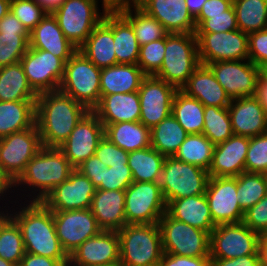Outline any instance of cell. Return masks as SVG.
I'll list each match as a JSON object with an SVG mask.
<instances>
[{
  "label": "cell",
  "mask_w": 267,
  "mask_h": 266,
  "mask_svg": "<svg viewBox=\"0 0 267 266\" xmlns=\"http://www.w3.org/2000/svg\"><path fill=\"white\" fill-rule=\"evenodd\" d=\"M25 253L21 230L9 216L0 227V257L19 266Z\"/></svg>",
  "instance_id": "cell-44"
},
{
  "label": "cell",
  "mask_w": 267,
  "mask_h": 266,
  "mask_svg": "<svg viewBox=\"0 0 267 266\" xmlns=\"http://www.w3.org/2000/svg\"><path fill=\"white\" fill-rule=\"evenodd\" d=\"M90 210L98 226L105 231H118L126 224L125 190L97 189Z\"/></svg>",
  "instance_id": "cell-26"
},
{
  "label": "cell",
  "mask_w": 267,
  "mask_h": 266,
  "mask_svg": "<svg viewBox=\"0 0 267 266\" xmlns=\"http://www.w3.org/2000/svg\"><path fill=\"white\" fill-rule=\"evenodd\" d=\"M78 50L99 68L117 64L113 38V13L105 14L103 20L93 29Z\"/></svg>",
  "instance_id": "cell-27"
},
{
  "label": "cell",
  "mask_w": 267,
  "mask_h": 266,
  "mask_svg": "<svg viewBox=\"0 0 267 266\" xmlns=\"http://www.w3.org/2000/svg\"><path fill=\"white\" fill-rule=\"evenodd\" d=\"M254 97L267 113V77H265L262 73L258 76Z\"/></svg>",
  "instance_id": "cell-61"
},
{
  "label": "cell",
  "mask_w": 267,
  "mask_h": 266,
  "mask_svg": "<svg viewBox=\"0 0 267 266\" xmlns=\"http://www.w3.org/2000/svg\"><path fill=\"white\" fill-rule=\"evenodd\" d=\"M10 11L30 33L47 14L35 0H11Z\"/></svg>",
  "instance_id": "cell-49"
},
{
  "label": "cell",
  "mask_w": 267,
  "mask_h": 266,
  "mask_svg": "<svg viewBox=\"0 0 267 266\" xmlns=\"http://www.w3.org/2000/svg\"><path fill=\"white\" fill-rule=\"evenodd\" d=\"M93 112L104 127L120 122H138L141 113L138 91L105 95Z\"/></svg>",
  "instance_id": "cell-29"
},
{
  "label": "cell",
  "mask_w": 267,
  "mask_h": 266,
  "mask_svg": "<svg viewBox=\"0 0 267 266\" xmlns=\"http://www.w3.org/2000/svg\"><path fill=\"white\" fill-rule=\"evenodd\" d=\"M113 38L117 64H137L140 45L132 25L120 13H113Z\"/></svg>",
  "instance_id": "cell-38"
},
{
  "label": "cell",
  "mask_w": 267,
  "mask_h": 266,
  "mask_svg": "<svg viewBox=\"0 0 267 266\" xmlns=\"http://www.w3.org/2000/svg\"><path fill=\"white\" fill-rule=\"evenodd\" d=\"M163 253L210 257V233L172 218L167 212L159 220Z\"/></svg>",
  "instance_id": "cell-8"
},
{
  "label": "cell",
  "mask_w": 267,
  "mask_h": 266,
  "mask_svg": "<svg viewBox=\"0 0 267 266\" xmlns=\"http://www.w3.org/2000/svg\"><path fill=\"white\" fill-rule=\"evenodd\" d=\"M204 107L198 99L178 90L172 102V115L188 134H202Z\"/></svg>",
  "instance_id": "cell-37"
},
{
  "label": "cell",
  "mask_w": 267,
  "mask_h": 266,
  "mask_svg": "<svg viewBox=\"0 0 267 266\" xmlns=\"http://www.w3.org/2000/svg\"><path fill=\"white\" fill-rule=\"evenodd\" d=\"M211 266H262L259 250L255 254H248L230 259H211Z\"/></svg>",
  "instance_id": "cell-56"
},
{
  "label": "cell",
  "mask_w": 267,
  "mask_h": 266,
  "mask_svg": "<svg viewBox=\"0 0 267 266\" xmlns=\"http://www.w3.org/2000/svg\"><path fill=\"white\" fill-rule=\"evenodd\" d=\"M139 8L157 19L168 33H195V19L185 0H140Z\"/></svg>",
  "instance_id": "cell-22"
},
{
  "label": "cell",
  "mask_w": 267,
  "mask_h": 266,
  "mask_svg": "<svg viewBox=\"0 0 267 266\" xmlns=\"http://www.w3.org/2000/svg\"><path fill=\"white\" fill-rule=\"evenodd\" d=\"M201 64L248 59V34L237 29L228 32H195Z\"/></svg>",
  "instance_id": "cell-13"
},
{
  "label": "cell",
  "mask_w": 267,
  "mask_h": 266,
  "mask_svg": "<svg viewBox=\"0 0 267 266\" xmlns=\"http://www.w3.org/2000/svg\"><path fill=\"white\" fill-rule=\"evenodd\" d=\"M104 137V126L93 111H88L77 123L67 140L58 148L76 169L95 155L100 140Z\"/></svg>",
  "instance_id": "cell-19"
},
{
  "label": "cell",
  "mask_w": 267,
  "mask_h": 266,
  "mask_svg": "<svg viewBox=\"0 0 267 266\" xmlns=\"http://www.w3.org/2000/svg\"><path fill=\"white\" fill-rule=\"evenodd\" d=\"M95 155L102 163L107 165V167L113 165H128L129 153L116 146L105 136L100 140Z\"/></svg>",
  "instance_id": "cell-51"
},
{
  "label": "cell",
  "mask_w": 267,
  "mask_h": 266,
  "mask_svg": "<svg viewBox=\"0 0 267 266\" xmlns=\"http://www.w3.org/2000/svg\"><path fill=\"white\" fill-rule=\"evenodd\" d=\"M25 203L22 206L21 201L20 211L18 208L17 211L15 209L11 211L8 206L10 216L21 230L25 252L57 260H69L57 237L53 212L42 202L27 200Z\"/></svg>",
  "instance_id": "cell-2"
},
{
  "label": "cell",
  "mask_w": 267,
  "mask_h": 266,
  "mask_svg": "<svg viewBox=\"0 0 267 266\" xmlns=\"http://www.w3.org/2000/svg\"><path fill=\"white\" fill-rule=\"evenodd\" d=\"M215 145L202 134H189L174 157L208 171Z\"/></svg>",
  "instance_id": "cell-40"
},
{
  "label": "cell",
  "mask_w": 267,
  "mask_h": 266,
  "mask_svg": "<svg viewBox=\"0 0 267 266\" xmlns=\"http://www.w3.org/2000/svg\"><path fill=\"white\" fill-rule=\"evenodd\" d=\"M96 190L85 175L74 169L69 178L55 186L42 203L51 211L90 209Z\"/></svg>",
  "instance_id": "cell-20"
},
{
  "label": "cell",
  "mask_w": 267,
  "mask_h": 266,
  "mask_svg": "<svg viewBox=\"0 0 267 266\" xmlns=\"http://www.w3.org/2000/svg\"><path fill=\"white\" fill-rule=\"evenodd\" d=\"M245 171L267 175V133L249 138Z\"/></svg>",
  "instance_id": "cell-48"
},
{
  "label": "cell",
  "mask_w": 267,
  "mask_h": 266,
  "mask_svg": "<svg viewBox=\"0 0 267 266\" xmlns=\"http://www.w3.org/2000/svg\"><path fill=\"white\" fill-rule=\"evenodd\" d=\"M52 14L64 36L79 49L106 12L99 13L98 0H66Z\"/></svg>",
  "instance_id": "cell-9"
},
{
  "label": "cell",
  "mask_w": 267,
  "mask_h": 266,
  "mask_svg": "<svg viewBox=\"0 0 267 266\" xmlns=\"http://www.w3.org/2000/svg\"><path fill=\"white\" fill-rule=\"evenodd\" d=\"M261 73L267 77V63H265L262 67H261Z\"/></svg>",
  "instance_id": "cell-69"
},
{
  "label": "cell",
  "mask_w": 267,
  "mask_h": 266,
  "mask_svg": "<svg viewBox=\"0 0 267 266\" xmlns=\"http://www.w3.org/2000/svg\"><path fill=\"white\" fill-rule=\"evenodd\" d=\"M228 112L234 135L252 138L267 133V113L254 96L232 99Z\"/></svg>",
  "instance_id": "cell-24"
},
{
  "label": "cell",
  "mask_w": 267,
  "mask_h": 266,
  "mask_svg": "<svg viewBox=\"0 0 267 266\" xmlns=\"http://www.w3.org/2000/svg\"><path fill=\"white\" fill-rule=\"evenodd\" d=\"M166 156L151 146L129 153L128 166L133 182H160Z\"/></svg>",
  "instance_id": "cell-35"
},
{
  "label": "cell",
  "mask_w": 267,
  "mask_h": 266,
  "mask_svg": "<svg viewBox=\"0 0 267 266\" xmlns=\"http://www.w3.org/2000/svg\"><path fill=\"white\" fill-rule=\"evenodd\" d=\"M47 13H53L66 0H35Z\"/></svg>",
  "instance_id": "cell-64"
},
{
  "label": "cell",
  "mask_w": 267,
  "mask_h": 266,
  "mask_svg": "<svg viewBox=\"0 0 267 266\" xmlns=\"http://www.w3.org/2000/svg\"><path fill=\"white\" fill-rule=\"evenodd\" d=\"M0 266H16V265L0 257Z\"/></svg>",
  "instance_id": "cell-68"
},
{
  "label": "cell",
  "mask_w": 267,
  "mask_h": 266,
  "mask_svg": "<svg viewBox=\"0 0 267 266\" xmlns=\"http://www.w3.org/2000/svg\"><path fill=\"white\" fill-rule=\"evenodd\" d=\"M140 0H102V8L106 13H119L123 10L139 7Z\"/></svg>",
  "instance_id": "cell-58"
},
{
  "label": "cell",
  "mask_w": 267,
  "mask_h": 266,
  "mask_svg": "<svg viewBox=\"0 0 267 266\" xmlns=\"http://www.w3.org/2000/svg\"><path fill=\"white\" fill-rule=\"evenodd\" d=\"M196 32H228L238 29L233 6L224 11V14L198 15L195 18Z\"/></svg>",
  "instance_id": "cell-47"
},
{
  "label": "cell",
  "mask_w": 267,
  "mask_h": 266,
  "mask_svg": "<svg viewBox=\"0 0 267 266\" xmlns=\"http://www.w3.org/2000/svg\"><path fill=\"white\" fill-rule=\"evenodd\" d=\"M29 47V32H0V68L20 62Z\"/></svg>",
  "instance_id": "cell-45"
},
{
  "label": "cell",
  "mask_w": 267,
  "mask_h": 266,
  "mask_svg": "<svg viewBox=\"0 0 267 266\" xmlns=\"http://www.w3.org/2000/svg\"><path fill=\"white\" fill-rule=\"evenodd\" d=\"M11 0H0V20L10 11Z\"/></svg>",
  "instance_id": "cell-66"
},
{
  "label": "cell",
  "mask_w": 267,
  "mask_h": 266,
  "mask_svg": "<svg viewBox=\"0 0 267 266\" xmlns=\"http://www.w3.org/2000/svg\"><path fill=\"white\" fill-rule=\"evenodd\" d=\"M99 266H120V265H99Z\"/></svg>",
  "instance_id": "cell-71"
},
{
  "label": "cell",
  "mask_w": 267,
  "mask_h": 266,
  "mask_svg": "<svg viewBox=\"0 0 267 266\" xmlns=\"http://www.w3.org/2000/svg\"><path fill=\"white\" fill-rule=\"evenodd\" d=\"M29 46L51 52L65 63L78 50L59 27L56 17L47 13L41 22L29 33Z\"/></svg>",
  "instance_id": "cell-25"
},
{
  "label": "cell",
  "mask_w": 267,
  "mask_h": 266,
  "mask_svg": "<svg viewBox=\"0 0 267 266\" xmlns=\"http://www.w3.org/2000/svg\"><path fill=\"white\" fill-rule=\"evenodd\" d=\"M118 232L120 266H158L163 255L159 224H125Z\"/></svg>",
  "instance_id": "cell-4"
},
{
  "label": "cell",
  "mask_w": 267,
  "mask_h": 266,
  "mask_svg": "<svg viewBox=\"0 0 267 266\" xmlns=\"http://www.w3.org/2000/svg\"><path fill=\"white\" fill-rule=\"evenodd\" d=\"M187 96L198 99L204 106L228 107L230 97L218 83L207 65L200 64L181 88Z\"/></svg>",
  "instance_id": "cell-28"
},
{
  "label": "cell",
  "mask_w": 267,
  "mask_h": 266,
  "mask_svg": "<svg viewBox=\"0 0 267 266\" xmlns=\"http://www.w3.org/2000/svg\"><path fill=\"white\" fill-rule=\"evenodd\" d=\"M231 0H207L199 15H217L224 14L232 6Z\"/></svg>",
  "instance_id": "cell-59"
},
{
  "label": "cell",
  "mask_w": 267,
  "mask_h": 266,
  "mask_svg": "<svg viewBox=\"0 0 267 266\" xmlns=\"http://www.w3.org/2000/svg\"><path fill=\"white\" fill-rule=\"evenodd\" d=\"M20 62L0 68V101L36 100Z\"/></svg>",
  "instance_id": "cell-34"
},
{
  "label": "cell",
  "mask_w": 267,
  "mask_h": 266,
  "mask_svg": "<svg viewBox=\"0 0 267 266\" xmlns=\"http://www.w3.org/2000/svg\"><path fill=\"white\" fill-rule=\"evenodd\" d=\"M12 188H14L13 182L0 169V202H1V200H3V201L5 200L3 198V196H5V194L7 192L9 195L10 189L12 190L10 193L13 192L14 189H12ZM0 208H1V206H0Z\"/></svg>",
  "instance_id": "cell-62"
},
{
  "label": "cell",
  "mask_w": 267,
  "mask_h": 266,
  "mask_svg": "<svg viewBox=\"0 0 267 266\" xmlns=\"http://www.w3.org/2000/svg\"><path fill=\"white\" fill-rule=\"evenodd\" d=\"M133 182L131 169L128 165H113L103 171L101 190H126Z\"/></svg>",
  "instance_id": "cell-50"
},
{
  "label": "cell",
  "mask_w": 267,
  "mask_h": 266,
  "mask_svg": "<svg viewBox=\"0 0 267 266\" xmlns=\"http://www.w3.org/2000/svg\"><path fill=\"white\" fill-rule=\"evenodd\" d=\"M209 178L208 171L167 156L160 180L166 204L183 197L205 194Z\"/></svg>",
  "instance_id": "cell-7"
},
{
  "label": "cell",
  "mask_w": 267,
  "mask_h": 266,
  "mask_svg": "<svg viewBox=\"0 0 267 266\" xmlns=\"http://www.w3.org/2000/svg\"><path fill=\"white\" fill-rule=\"evenodd\" d=\"M165 37L140 46L137 65L146 76L155 75L163 64Z\"/></svg>",
  "instance_id": "cell-46"
},
{
  "label": "cell",
  "mask_w": 267,
  "mask_h": 266,
  "mask_svg": "<svg viewBox=\"0 0 267 266\" xmlns=\"http://www.w3.org/2000/svg\"><path fill=\"white\" fill-rule=\"evenodd\" d=\"M189 134L171 114L150 129L151 147L164 156H174Z\"/></svg>",
  "instance_id": "cell-36"
},
{
  "label": "cell",
  "mask_w": 267,
  "mask_h": 266,
  "mask_svg": "<svg viewBox=\"0 0 267 266\" xmlns=\"http://www.w3.org/2000/svg\"><path fill=\"white\" fill-rule=\"evenodd\" d=\"M119 13L132 25L140 46L164 38L168 34L157 19L149 16L139 7Z\"/></svg>",
  "instance_id": "cell-41"
},
{
  "label": "cell",
  "mask_w": 267,
  "mask_h": 266,
  "mask_svg": "<svg viewBox=\"0 0 267 266\" xmlns=\"http://www.w3.org/2000/svg\"><path fill=\"white\" fill-rule=\"evenodd\" d=\"M259 239H267V230L263 233V235H260Z\"/></svg>",
  "instance_id": "cell-70"
},
{
  "label": "cell",
  "mask_w": 267,
  "mask_h": 266,
  "mask_svg": "<svg viewBox=\"0 0 267 266\" xmlns=\"http://www.w3.org/2000/svg\"><path fill=\"white\" fill-rule=\"evenodd\" d=\"M203 134L214 145L223 143L233 135L228 107H204Z\"/></svg>",
  "instance_id": "cell-43"
},
{
  "label": "cell",
  "mask_w": 267,
  "mask_h": 266,
  "mask_svg": "<svg viewBox=\"0 0 267 266\" xmlns=\"http://www.w3.org/2000/svg\"><path fill=\"white\" fill-rule=\"evenodd\" d=\"M145 76L137 64H116L101 68V98L116 93L136 92Z\"/></svg>",
  "instance_id": "cell-31"
},
{
  "label": "cell",
  "mask_w": 267,
  "mask_h": 266,
  "mask_svg": "<svg viewBox=\"0 0 267 266\" xmlns=\"http://www.w3.org/2000/svg\"><path fill=\"white\" fill-rule=\"evenodd\" d=\"M104 136L128 153L151 146L150 129L140 121L108 124Z\"/></svg>",
  "instance_id": "cell-33"
},
{
  "label": "cell",
  "mask_w": 267,
  "mask_h": 266,
  "mask_svg": "<svg viewBox=\"0 0 267 266\" xmlns=\"http://www.w3.org/2000/svg\"><path fill=\"white\" fill-rule=\"evenodd\" d=\"M5 210L3 211L4 208H0V227L3 224V222L10 216V211L6 208V206H3Z\"/></svg>",
  "instance_id": "cell-67"
},
{
  "label": "cell",
  "mask_w": 267,
  "mask_h": 266,
  "mask_svg": "<svg viewBox=\"0 0 267 266\" xmlns=\"http://www.w3.org/2000/svg\"><path fill=\"white\" fill-rule=\"evenodd\" d=\"M248 146V137L234 134L223 143L215 145L208 169L209 176L236 177L245 172Z\"/></svg>",
  "instance_id": "cell-23"
},
{
  "label": "cell",
  "mask_w": 267,
  "mask_h": 266,
  "mask_svg": "<svg viewBox=\"0 0 267 266\" xmlns=\"http://www.w3.org/2000/svg\"><path fill=\"white\" fill-rule=\"evenodd\" d=\"M205 196L216 226L243 221L244 212L237 198L235 177H210Z\"/></svg>",
  "instance_id": "cell-18"
},
{
  "label": "cell",
  "mask_w": 267,
  "mask_h": 266,
  "mask_svg": "<svg viewBox=\"0 0 267 266\" xmlns=\"http://www.w3.org/2000/svg\"><path fill=\"white\" fill-rule=\"evenodd\" d=\"M0 32H28L16 16L9 11L0 20Z\"/></svg>",
  "instance_id": "cell-60"
},
{
  "label": "cell",
  "mask_w": 267,
  "mask_h": 266,
  "mask_svg": "<svg viewBox=\"0 0 267 266\" xmlns=\"http://www.w3.org/2000/svg\"><path fill=\"white\" fill-rule=\"evenodd\" d=\"M248 59L259 68L267 63V29L248 34Z\"/></svg>",
  "instance_id": "cell-52"
},
{
  "label": "cell",
  "mask_w": 267,
  "mask_h": 266,
  "mask_svg": "<svg viewBox=\"0 0 267 266\" xmlns=\"http://www.w3.org/2000/svg\"><path fill=\"white\" fill-rule=\"evenodd\" d=\"M238 29L252 33L267 29V3L265 0H234Z\"/></svg>",
  "instance_id": "cell-39"
},
{
  "label": "cell",
  "mask_w": 267,
  "mask_h": 266,
  "mask_svg": "<svg viewBox=\"0 0 267 266\" xmlns=\"http://www.w3.org/2000/svg\"><path fill=\"white\" fill-rule=\"evenodd\" d=\"M74 169L59 148L42 147L27 163L25 171L13 183V187L24 192L32 190L31 194L28 192L29 195H26L29 202H42L55 186L69 178ZM19 185L24 190L19 189Z\"/></svg>",
  "instance_id": "cell-3"
},
{
  "label": "cell",
  "mask_w": 267,
  "mask_h": 266,
  "mask_svg": "<svg viewBox=\"0 0 267 266\" xmlns=\"http://www.w3.org/2000/svg\"><path fill=\"white\" fill-rule=\"evenodd\" d=\"M237 179V198L243 212L267 195V175L243 172Z\"/></svg>",
  "instance_id": "cell-42"
},
{
  "label": "cell",
  "mask_w": 267,
  "mask_h": 266,
  "mask_svg": "<svg viewBox=\"0 0 267 266\" xmlns=\"http://www.w3.org/2000/svg\"><path fill=\"white\" fill-rule=\"evenodd\" d=\"M69 260H57L41 255L25 253L19 266H68Z\"/></svg>",
  "instance_id": "cell-57"
},
{
  "label": "cell",
  "mask_w": 267,
  "mask_h": 266,
  "mask_svg": "<svg viewBox=\"0 0 267 266\" xmlns=\"http://www.w3.org/2000/svg\"><path fill=\"white\" fill-rule=\"evenodd\" d=\"M158 266H211V258L178 256L163 253Z\"/></svg>",
  "instance_id": "cell-55"
},
{
  "label": "cell",
  "mask_w": 267,
  "mask_h": 266,
  "mask_svg": "<svg viewBox=\"0 0 267 266\" xmlns=\"http://www.w3.org/2000/svg\"><path fill=\"white\" fill-rule=\"evenodd\" d=\"M87 112L82 104L59 90L38 94L36 125L42 147L61 146Z\"/></svg>",
  "instance_id": "cell-1"
},
{
  "label": "cell",
  "mask_w": 267,
  "mask_h": 266,
  "mask_svg": "<svg viewBox=\"0 0 267 266\" xmlns=\"http://www.w3.org/2000/svg\"><path fill=\"white\" fill-rule=\"evenodd\" d=\"M260 235L243 222L217 225L210 233V258L230 259L259 250Z\"/></svg>",
  "instance_id": "cell-12"
},
{
  "label": "cell",
  "mask_w": 267,
  "mask_h": 266,
  "mask_svg": "<svg viewBox=\"0 0 267 266\" xmlns=\"http://www.w3.org/2000/svg\"><path fill=\"white\" fill-rule=\"evenodd\" d=\"M259 254L262 266H267V239H259Z\"/></svg>",
  "instance_id": "cell-65"
},
{
  "label": "cell",
  "mask_w": 267,
  "mask_h": 266,
  "mask_svg": "<svg viewBox=\"0 0 267 266\" xmlns=\"http://www.w3.org/2000/svg\"><path fill=\"white\" fill-rule=\"evenodd\" d=\"M164 54L163 64L154 76L181 90L201 64L195 33H168Z\"/></svg>",
  "instance_id": "cell-5"
},
{
  "label": "cell",
  "mask_w": 267,
  "mask_h": 266,
  "mask_svg": "<svg viewBox=\"0 0 267 266\" xmlns=\"http://www.w3.org/2000/svg\"><path fill=\"white\" fill-rule=\"evenodd\" d=\"M166 212L178 221L209 233L216 227L205 194L172 200Z\"/></svg>",
  "instance_id": "cell-30"
},
{
  "label": "cell",
  "mask_w": 267,
  "mask_h": 266,
  "mask_svg": "<svg viewBox=\"0 0 267 266\" xmlns=\"http://www.w3.org/2000/svg\"><path fill=\"white\" fill-rule=\"evenodd\" d=\"M166 211L160 182H132L126 188V224H156Z\"/></svg>",
  "instance_id": "cell-10"
},
{
  "label": "cell",
  "mask_w": 267,
  "mask_h": 266,
  "mask_svg": "<svg viewBox=\"0 0 267 266\" xmlns=\"http://www.w3.org/2000/svg\"><path fill=\"white\" fill-rule=\"evenodd\" d=\"M101 68L77 50L65 63L64 75L59 91L71 96L88 111H93L101 99Z\"/></svg>",
  "instance_id": "cell-6"
},
{
  "label": "cell",
  "mask_w": 267,
  "mask_h": 266,
  "mask_svg": "<svg viewBox=\"0 0 267 266\" xmlns=\"http://www.w3.org/2000/svg\"><path fill=\"white\" fill-rule=\"evenodd\" d=\"M52 212L57 237L68 256L102 231L90 209Z\"/></svg>",
  "instance_id": "cell-17"
},
{
  "label": "cell",
  "mask_w": 267,
  "mask_h": 266,
  "mask_svg": "<svg viewBox=\"0 0 267 266\" xmlns=\"http://www.w3.org/2000/svg\"><path fill=\"white\" fill-rule=\"evenodd\" d=\"M206 65L231 100L255 95L261 68L249 59L217 61Z\"/></svg>",
  "instance_id": "cell-16"
},
{
  "label": "cell",
  "mask_w": 267,
  "mask_h": 266,
  "mask_svg": "<svg viewBox=\"0 0 267 266\" xmlns=\"http://www.w3.org/2000/svg\"><path fill=\"white\" fill-rule=\"evenodd\" d=\"M42 148L35 124L24 131L0 138V169L14 183L25 171L27 163Z\"/></svg>",
  "instance_id": "cell-11"
},
{
  "label": "cell",
  "mask_w": 267,
  "mask_h": 266,
  "mask_svg": "<svg viewBox=\"0 0 267 266\" xmlns=\"http://www.w3.org/2000/svg\"><path fill=\"white\" fill-rule=\"evenodd\" d=\"M107 167L96 155H92L76 169L85 175L96 188L101 185L104 169Z\"/></svg>",
  "instance_id": "cell-54"
},
{
  "label": "cell",
  "mask_w": 267,
  "mask_h": 266,
  "mask_svg": "<svg viewBox=\"0 0 267 266\" xmlns=\"http://www.w3.org/2000/svg\"><path fill=\"white\" fill-rule=\"evenodd\" d=\"M242 222L254 232L263 235L267 230V195L244 212Z\"/></svg>",
  "instance_id": "cell-53"
},
{
  "label": "cell",
  "mask_w": 267,
  "mask_h": 266,
  "mask_svg": "<svg viewBox=\"0 0 267 266\" xmlns=\"http://www.w3.org/2000/svg\"><path fill=\"white\" fill-rule=\"evenodd\" d=\"M20 63L29 85L37 94L59 89L65 69V62L61 58L29 46Z\"/></svg>",
  "instance_id": "cell-14"
},
{
  "label": "cell",
  "mask_w": 267,
  "mask_h": 266,
  "mask_svg": "<svg viewBox=\"0 0 267 266\" xmlns=\"http://www.w3.org/2000/svg\"><path fill=\"white\" fill-rule=\"evenodd\" d=\"M120 249L117 231L102 230L84 241L70 256L68 266L119 265Z\"/></svg>",
  "instance_id": "cell-21"
},
{
  "label": "cell",
  "mask_w": 267,
  "mask_h": 266,
  "mask_svg": "<svg viewBox=\"0 0 267 266\" xmlns=\"http://www.w3.org/2000/svg\"><path fill=\"white\" fill-rule=\"evenodd\" d=\"M36 124V100L0 101V138Z\"/></svg>",
  "instance_id": "cell-32"
},
{
  "label": "cell",
  "mask_w": 267,
  "mask_h": 266,
  "mask_svg": "<svg viewBox=\"0 0 267 266\" xmlns=\"http://www.w3.org/2000/svg\"><path fill=\"white\" fill-rule=\"evenodd\" d=\"M178 89L156 76H145L138 90L140 122L153 128L172 114V102Z\"/></svg>",
  "instance_id": "cell-15"
},
{
  "label": "cell",
  "mask_w": 267,
  "mask_h": 266,
  "mask_svg": "<svg viewBox=\"0 0 267 266\" xmlns=\"http://www.w3.org/2000/svg\"><path fill=\"white\" fill-rule=\"evenodd\" d=\"M206 1L207 0H185L187 9L194 19L199 15Z\"/></svg>",
  "instance_id": "cell-63"
}]
</instances>
